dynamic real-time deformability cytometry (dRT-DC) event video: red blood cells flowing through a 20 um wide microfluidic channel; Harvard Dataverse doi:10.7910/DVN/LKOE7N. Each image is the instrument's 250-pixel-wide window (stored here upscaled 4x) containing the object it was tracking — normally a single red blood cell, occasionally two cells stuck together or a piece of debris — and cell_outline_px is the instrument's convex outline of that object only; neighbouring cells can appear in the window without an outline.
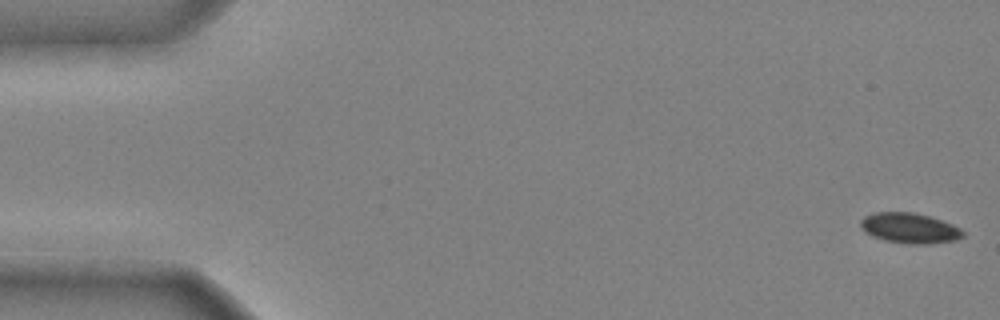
{"species": "common noctule bat (a hibernating species)", "species_latin": "Nyctalus noctula", "temperature_condition": "cold", "stored_images_in_passage": 48, "camera_frame_rate_fps": 3000, "um_per_image_px": 0.085, "animal": {"sex": "male", "body_mass_g": 20.4}, "frame": {"image": 1, "passage_image": 1, "time_ms": 0.0, "image_size_px": [1000, 320], "cell_outline_px": [[964, 236], [956, 240], [928, 244], [908, 244], [884, 240], [872, 236], [864, 232], [860, 224], [860, 220], [864, 216], [876, 212], [912, 212], [928, 216], [952, 224], [960, 228], [964, 232]], "centroid_in_image_um": [77.3, 19.39], "position_along_channel_um": 7.7, "area_um2": 18.09}}
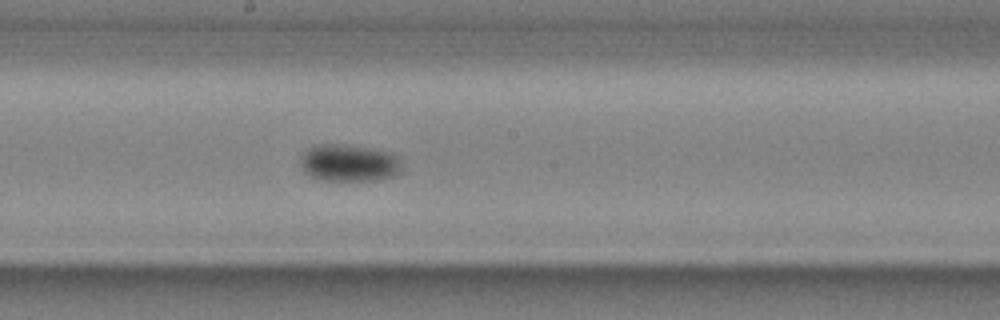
{"frame": {"image": 2, "passage_image": 27, "time_ms": 8.667, "image_size_px": [1000, 320], "cell_outline_px": [[400, 172], [392, 176], [380, 180], [320, 180], [304, 172], [300, 168], [300, 156], [308, 148], [316, 144], [344, 144], [372, 148], [392, 152], [400, 160]], "centroid_in_image_um": [29.64, 13.84], "position_along_channel_um": 218.6, "area_um2": 22.2}}
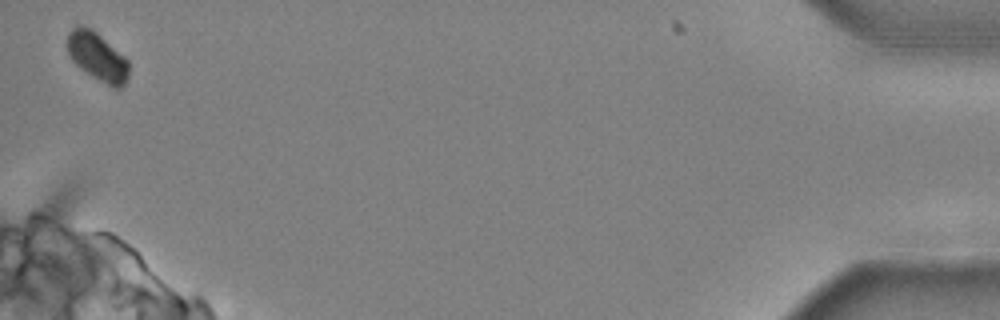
{"frame": {"image": 3, "passage_image": 48, "time_ms": 15.667, "image_size_px": [1000, 320], "cell_outline_px": [[128, 80], [120, 88], [112, 88], [84, 72], [72, 60], [68, 52], [68, 32], [76, 24], [80, 24], [96, 32], [124, 56], [128, 60]], "centroid_in_image_um": [8.27, 4.83], "position_along_channel_um": 426.9, "area_um2": 17.34}, "authors_computed_cell_mechanics": {"area_um2": 19.3919, "velocity_mm_per_s": 3.9585, "shape_relaxation_time_tau1_ms": 3.3658, "shape_relaxation_time_tau2_ms": null, "deformation_change_tau1": 0.0644, "deformation_change_tau2": null}}